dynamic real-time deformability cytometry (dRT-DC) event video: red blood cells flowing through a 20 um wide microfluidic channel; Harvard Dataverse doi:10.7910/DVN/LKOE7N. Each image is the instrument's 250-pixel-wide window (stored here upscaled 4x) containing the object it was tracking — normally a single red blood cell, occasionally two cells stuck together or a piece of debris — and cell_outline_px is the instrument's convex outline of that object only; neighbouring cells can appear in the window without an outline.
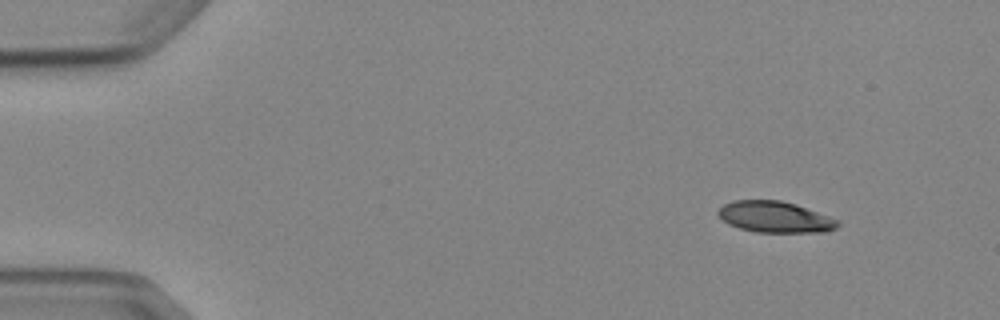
{"species": "Egyptian fruit bat (a non-hibernating species)", "species_latin": "Rousettus aegyptiacus", "temperature_condition": "cold", "stored_images_in_passage": 5, "camera_frame_rate_fps": 3000, "um_per_image_px": 0.085, "animal": {"sex": "female"}, "frame": {"image": 1, "passage_image": 1, "time_ms": 0.0, "image_size_px": [1000, 320], "cell_outline_px": [[840, 224], [836, 228], [828, 232], [756, 232], [740, 228], [728, 224], [716, 212], [724, 204], [732, 200], [780, 200], [796, 204], [840, 220]], "centroid_in_image_um": [65.9, 18.44], "position_along_channel_um": 19.1, "area_um2": 21.79}}
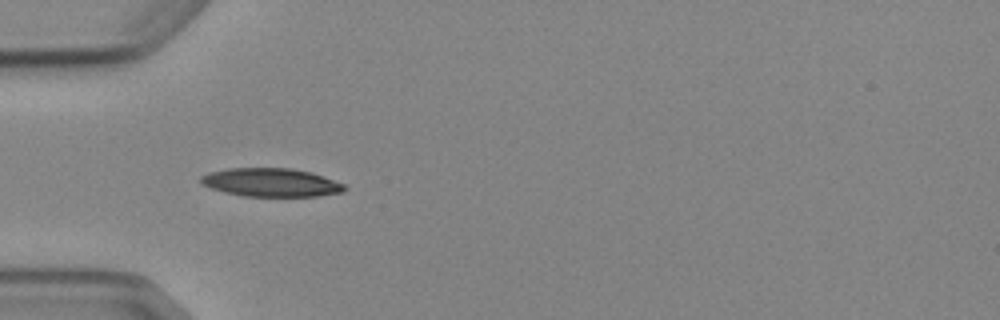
{"frame": {"image": 2, "passage_image": 4, "time_ms": 3.667, "image_size_px": [1000, 320], "cell_outline_px": [[348, 188], [344, 192], [316, 196], [244, 196], [224, 192], [200, 184], [200, 176], [208, 172], [228, 168], [292, 168], [312, 172], [324, 176], [344, 184]], "centroid_in_image_um": [23.04, 15.5], "position_along_channel_um": 62.0, "area_um2": 23.99}}
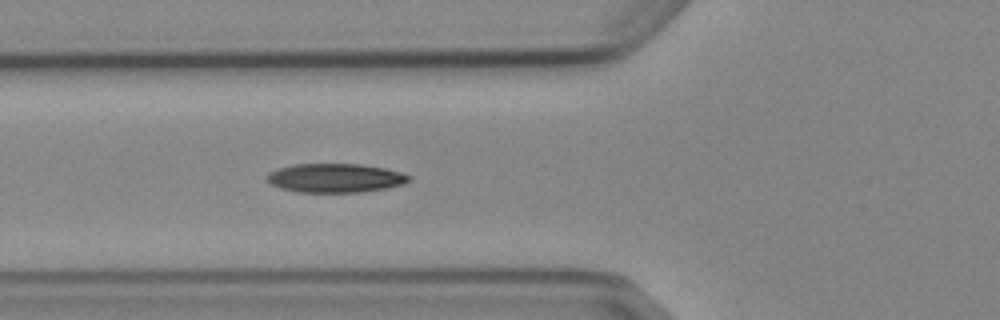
{"frame": {"image": 3, "passage_image": 5, "time_ms": 4.667, "image_size_px": [1000, 320], "cell_outline_px": [[412, 180], [404, 184], [388, 188], [360, 192], [296, 192], [280, 188], [264, 180], [264, 176], [268, 172], [276, 168], [292, 164], [360, 164], [384, 168], [400, 172], [412, 176]], "centroid_in_image_um": [28.46, 15.13], "position_along_channel_um": 97.3, "area_um2": 24.33}}